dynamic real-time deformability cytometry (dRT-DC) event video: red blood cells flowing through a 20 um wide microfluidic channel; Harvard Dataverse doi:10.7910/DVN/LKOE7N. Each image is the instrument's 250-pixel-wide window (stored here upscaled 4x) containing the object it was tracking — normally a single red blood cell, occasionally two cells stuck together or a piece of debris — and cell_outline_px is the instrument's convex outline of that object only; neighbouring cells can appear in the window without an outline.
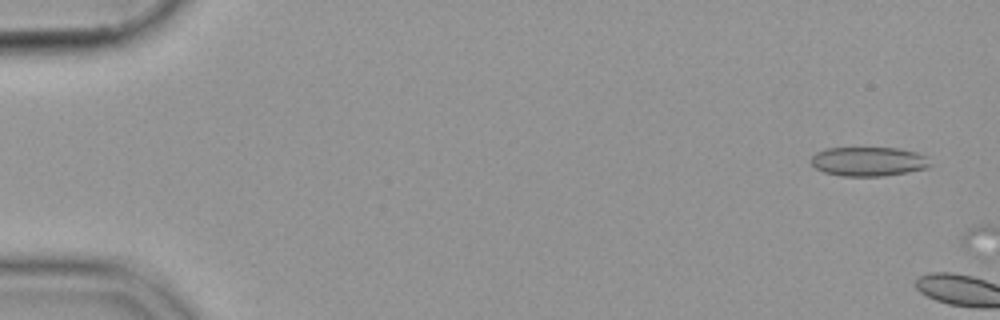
{"species": "common noctule bat (a hibernating species)", "species_latin": "Nyctalus noctula", "temperature_condition": "cold", "stored_images_in_passage": 5, "camera_frame_rate_fps": 3000, "um_per_image_px": 0.085, "animal": {"sex": "female", "body_mass_g": 19.9}, "frame": {"image": 1, "passage_image": 3, "time_ms": 0.667, "image_size_px": [1000, 320], "cell_outline_px": [[928, 168], [908, 172], [884, 176], [840, 176], [824, 172], [816, 168], [812, 164], [812, 156], [816, 152], [828, 148], [900, 148], [916, 152], [924, 156], [928, 164]], "centroid_in_image_um": [73.79, 13.73], "position_along_channel_um": 11.2, "area_um2": 20.11}}